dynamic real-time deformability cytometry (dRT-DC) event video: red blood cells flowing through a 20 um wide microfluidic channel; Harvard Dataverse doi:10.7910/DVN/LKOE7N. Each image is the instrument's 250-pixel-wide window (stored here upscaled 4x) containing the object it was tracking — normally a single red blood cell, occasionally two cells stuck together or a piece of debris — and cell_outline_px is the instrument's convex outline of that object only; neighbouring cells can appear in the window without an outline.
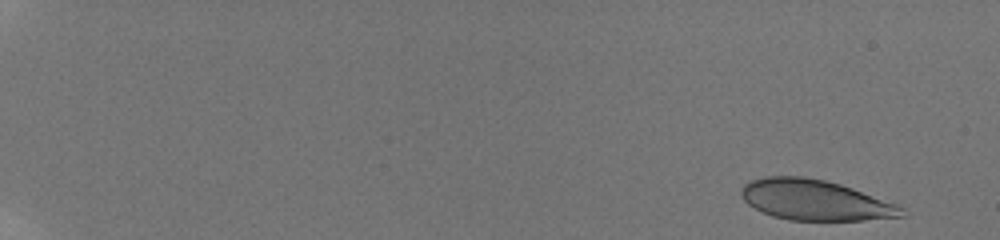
{"species": "human", "species_latin": "Homo sapiens", "temperature_condition": "room temperature", "stored_images_in_passage": 13, "camera_frame_rate_fps": 3000, "um_per_image_px": 0.085, "donor": {"sex": "male"}, "frame": {"image": 1, "passage_image": 1, "time_ms": 0.0, "image_size_px": [1000, 240], "cell_outline_px": [[908, 216], [864, 220], [788, 220], [772, 216], [748, 204], [744, 200], [740, 192], [740, 188], [744, 184], [752, 180], [768, 176], [800, 176], [824, 180], [840, 184], [852, 188], [896, 204], [904, 208], [908, 212]], "centroid_in_image_um": [69.3, 17.01], "position_along_channel_um": 15.7, "area_um2": 37.74}}
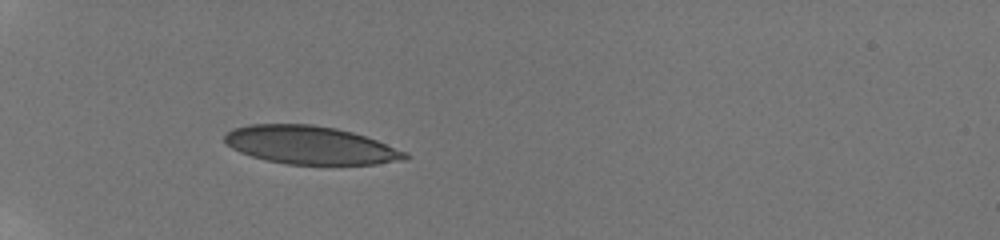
{"frame": {"image": 2, "passage_image": 10, "time_ms": 5.667, "image_size_px": [1000, 240], "cell_outline_px": [[408, 156], [404, 160], [376, 164], [288, 164], [268, 160], [252, 156], [240, 152], [232, 148], [224, 140], [224, 136], [232, 128], [248, 124], [312, 124], [336, 128], [352, 132], [376, 140], [408, 152]], "centroid_in_image_um": [26.37, 12.33], "position_along_channel_um": 58.6, "area_um2": 39.88}}